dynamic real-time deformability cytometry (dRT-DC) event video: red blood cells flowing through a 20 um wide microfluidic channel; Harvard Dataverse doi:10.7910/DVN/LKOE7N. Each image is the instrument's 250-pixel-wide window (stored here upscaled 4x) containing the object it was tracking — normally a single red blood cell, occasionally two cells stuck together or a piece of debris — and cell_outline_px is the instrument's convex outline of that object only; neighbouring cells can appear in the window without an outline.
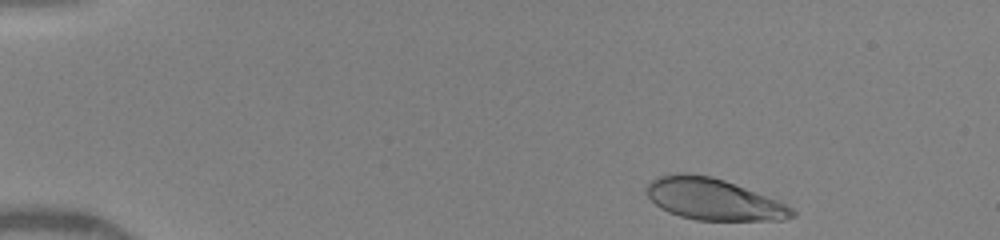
{"species": "human", "species_latin": "Homo sapiens", "temperature_condition": "warm", "stored_images_in_passage": 35, "camera_frame_rate_fps": 3000, "um_per_image_px": 0.085, "donor": {"sex": "female"}, "frame": {"image": 1, "passage_image": 2, "time_ms": 0.333, "image_size_px": [1000, 240], "cell_outline_px": [[796, 216], [784, 220], [696, 220], [680, 216], [668, 212], [660, 208], [648, 196], [648, 184], [652, 180], [660, 176], [676, 172], [684, 172], [712, 176], [724, 180], [780, 200], [792, 208], [796, 212]], "centroid_in_image_um": [60.69, 16.93], "position_along_channel_um": 24.3, "area_um2": 35.32}}
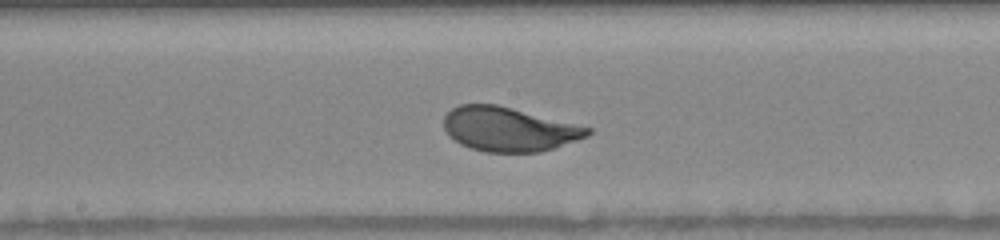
{"frame": {"image": 2, "passage_image": 20, "time_ms": 7.0, "image_size_px": [1000, 240], "cell_outline_px": [[592, 132], [588, 136], [556, 148], [540, 152], [488, 152], [472, 148], [460, 144], [448, 136], [444, 128], [444, 116], [452, 108], [460, 104], [496, 104], [592, 128]], "centroid_in_image_um": [43.25, 10.99], "position_along_channel_um": 205.0, "area_um2": 36.99}}
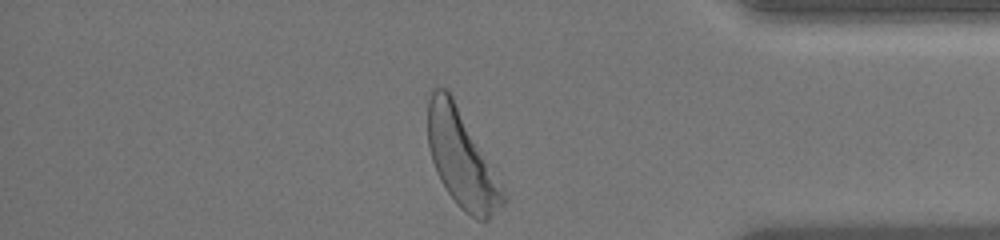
{"frame": {"image": 3, "passage_image": 35, "time_ms": 12.0, "image_size_px": [1000, 240], "cell_outline_px": [[508, 200], [488, 220], [476, 220], [464, 212], [456, 204], [440, 180], [436, 172], [432, 160], [428, 144], [428, 100], [432, 88], [448, 88], [508, 196]], "centroid_in_image_um": [39.24, 13.53], "position_along_channel_um": 396.0, "area_um2": 42.19}, "authors_computed_cell_mechanics": {"area_um2": 36.992, "velocity_mm_per_s": 4.1804, "shape_relaxation_time_tau1_ms": 1.9671, "shape_relaxation_time_tau2_ms": null, "deformation_change_tau1": 0.1199, "deformation_change_tau2": null}}